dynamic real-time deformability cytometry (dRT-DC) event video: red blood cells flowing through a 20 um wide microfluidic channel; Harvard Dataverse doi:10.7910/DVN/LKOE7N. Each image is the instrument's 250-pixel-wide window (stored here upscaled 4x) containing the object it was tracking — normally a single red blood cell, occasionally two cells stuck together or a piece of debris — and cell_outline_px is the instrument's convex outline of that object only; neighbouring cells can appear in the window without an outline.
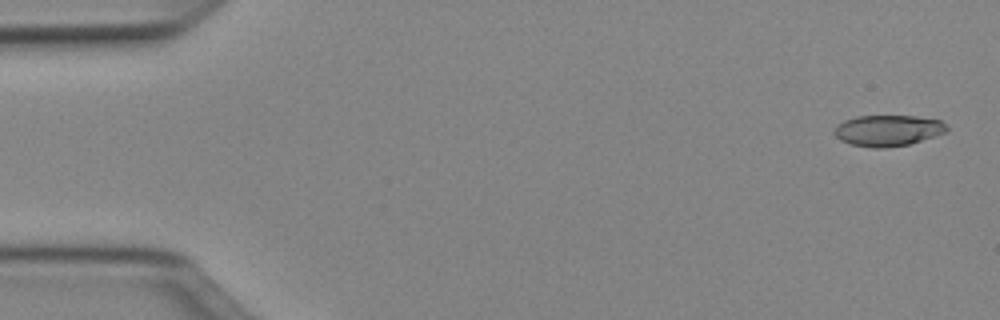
{"species": "Egyptian fruit bat (a non-hibernating species)", "species_latin": "Rousettus aegyptiacus", "temperature_condition": "cold", "stored_images_in_passage": 50, "camera_frame_rate_fps": 3000, "um_per_image_px": 0.085, "animal": {"sex": "female"}, "frame": {"image": 1, "passage_image": 2, "time_ms": 0.333, "image_size_px": [1000, 320], "cell_outline_px": [[948, 132], [908, 144], [884, 148], [872, 148], [852, 144], [840, 140], [832, 132], [844, 120], [856, 116], [916, 116], [940, 120], [948, 128]], "centroid_in_image_um": [75.48, 11.09], "position_along_channel_um": 9.5, "area_um2": 20.23}}
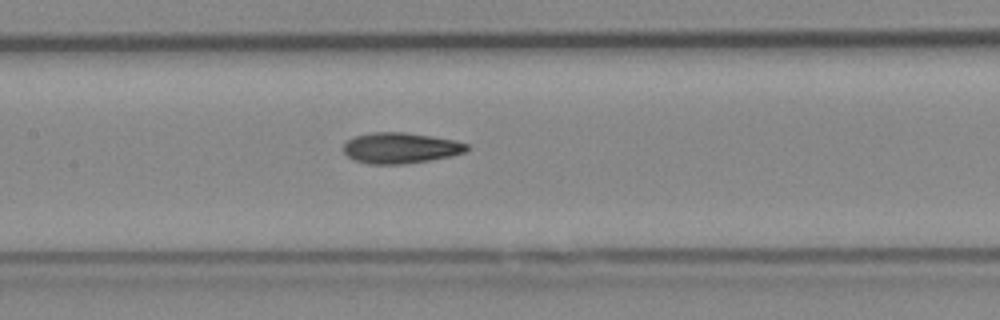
{"frame": {"image": 2, "passage_image": 24, "time_ms": 7.667, "image_size_px": [1000, 320], "cell_outline_px": [[468, 148], [464, 152], [452, 156], [404, 164], [368, 164], [356, 160], [348, 156], [344, 152], [344, 144], [348, 140], [356, 136], [372, 132], [404, 132], [432, 136], [452, 140], [468, 144]], "centroid_in_image_um": [34.03, 12.58], "position_along_channel_um": 173.4, "area_um2": 21.91}}
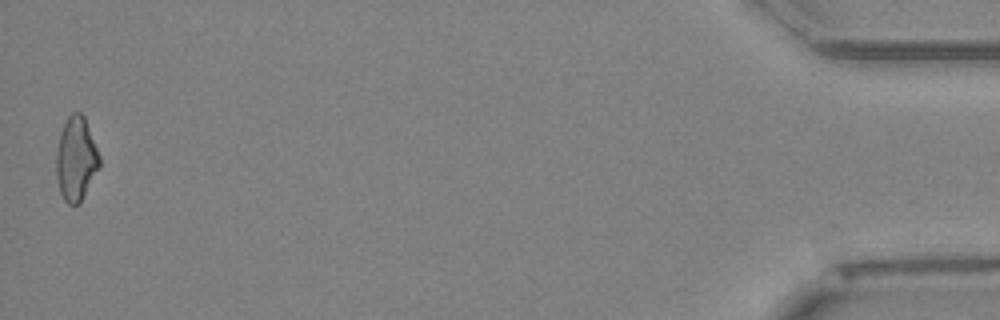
{"frame": {"image": 3, "passage_image": 50, "time_ms": 16.333, "image_size_px": [1000, 320], "cell_outline_px": [[100, 168], [80, 204], [68, 204], [64, 200], [60, 192], [56, 176], [56, 148], [60, 132], [68, 116], [72, 112], [80, 112], [84, 116], [100, 156]], "centroid_in_image_um": [6.46, 13.52], "position_along_channel_um": 428.7, "area_um2": 21.39}, "authors_computed_cell_mechanics": {"area_um2": 21.2993, "velocity_mm_per_s": 4.0349, "shape_relaxation_time_tau1_ms": 9.1285, "shape_relaxation_time_tau2_ms": 4.7801, "deformation_change_tau1": 0.2147, "deformation_change_tau2": 0.1355}}